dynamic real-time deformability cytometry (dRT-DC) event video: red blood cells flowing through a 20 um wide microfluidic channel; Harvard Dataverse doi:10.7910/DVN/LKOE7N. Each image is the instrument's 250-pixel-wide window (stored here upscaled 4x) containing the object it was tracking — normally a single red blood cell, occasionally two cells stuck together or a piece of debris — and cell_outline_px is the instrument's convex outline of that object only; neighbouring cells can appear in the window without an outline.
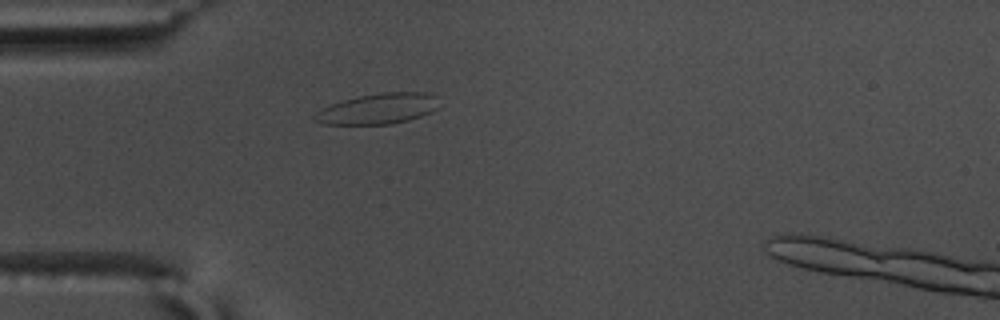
{"species": "common noctule bat (a hibernating species)", "species_latin": "Nyctalus noctula", "temperature_condition": "warm", "stored_images_in_passage": 40, "camera_frame_rate_fps": 3000, "um_per_image_px": 0.085, "animal": {"sex": "male", "body_mass_g": 17.5, "forearm_length_mm": 52.3}, "frame": {"image": 1, "passage_image": 1, "time_ms": 0.0, "image_size_px": [1000, 320], "cell_outline_px": [[440, 108], [432, 112], [408, 120], [392, 124], [324, 124], [312, 120], [312, 116], [316, 112], [332, 104], [344, 100], [360, 96], [380, 92], [428, 92], [440, 96]], "centroid_in_image_um": [32.23, 9.23], "position_along_channel_um": 52.8, "area_um2": 22.48}}
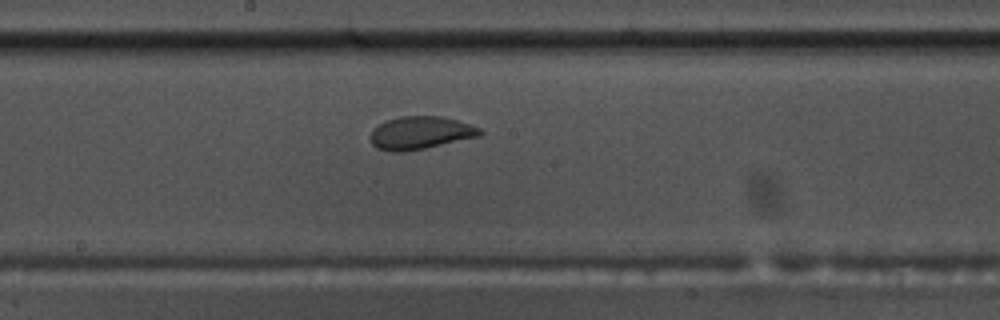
{"frame": {"image": 2, "passage_image": 15, "time_ms": 4.667, "image_size_px": [1000, 320], "cell_outline_px": [[484, 132], [480, 136], [424, 148], [404, 152], [392, 152], [376, 148], [372, 144], [368, 136], [372, 128], [388, 120], [400, 116], [440, 116], [472, 124], [480, 128]], "centroid_in_image_um": [35.71, 11.29], "position_along_channel_um": 212.5, "area_um2": 21.1}}
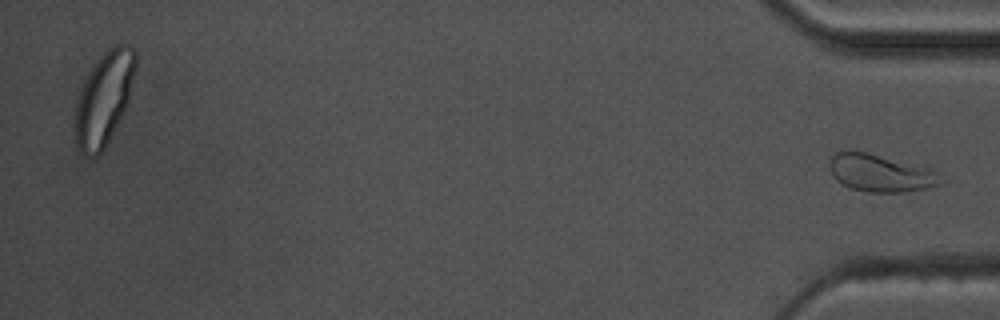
{"frame": {"image": 3, "passage_image": 40, "time_ms": 13.0, "image_size_px": [1000, 320], "cell_outline_px": [[944, 180], [940, 184], [928, 188], [900, 192], [868, 192], [852, 188], [836, 180], [832, 176], [832, 152], [864, 152], [928, 168], [936, 172]], "centroid_in_image_um": [74.87, 14.74], "position_along_channel_um": 360.3, "area_um2": 23.47}}